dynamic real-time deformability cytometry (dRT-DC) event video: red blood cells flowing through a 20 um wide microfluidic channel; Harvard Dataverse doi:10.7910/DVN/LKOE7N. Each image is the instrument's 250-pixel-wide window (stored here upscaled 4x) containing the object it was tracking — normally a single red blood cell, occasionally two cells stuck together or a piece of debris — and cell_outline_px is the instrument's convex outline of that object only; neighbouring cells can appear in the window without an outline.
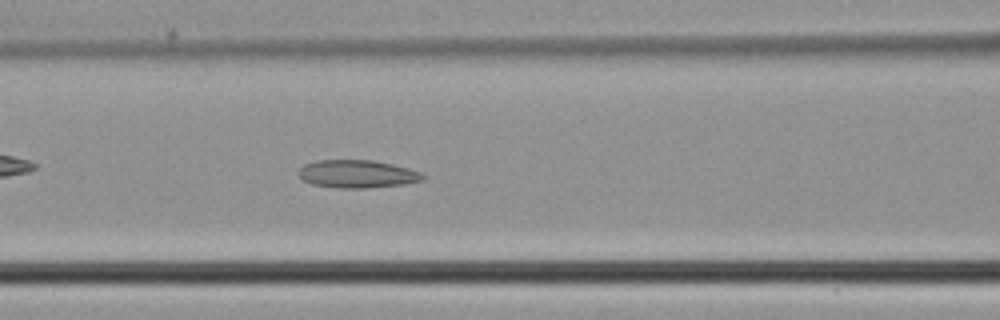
{"species": "common noctule bat (a hibernating species)", "species_latin": "Nyctalus noctula", "temperature_condition": "cold", "stored_images_in_passage": 32, "camera_frame_rate_fps": 3000, "um_per_image_px": 0.085, "animal": {"sex": "male", "body_mass_g": 21.5, "forearm_length_mm": 52.0}, "frame": {"image": 1, "passage_image": 5, "time_ms": 1.333, "image_size_px": [1000, 320], "cell_outline_px": [[428, 176], [424, 180], [404, 184], [368, 188], [340, 188], [312, 184], [304, 180], [296, 172], [304, 164], [316, 160], [372, 160], [392, 164], [408, 168], [420, 172]], "centroid_in_image_um": [30.38, 14.78], "position_along_channel_um": 136.2, "area_um2": 20.29}}